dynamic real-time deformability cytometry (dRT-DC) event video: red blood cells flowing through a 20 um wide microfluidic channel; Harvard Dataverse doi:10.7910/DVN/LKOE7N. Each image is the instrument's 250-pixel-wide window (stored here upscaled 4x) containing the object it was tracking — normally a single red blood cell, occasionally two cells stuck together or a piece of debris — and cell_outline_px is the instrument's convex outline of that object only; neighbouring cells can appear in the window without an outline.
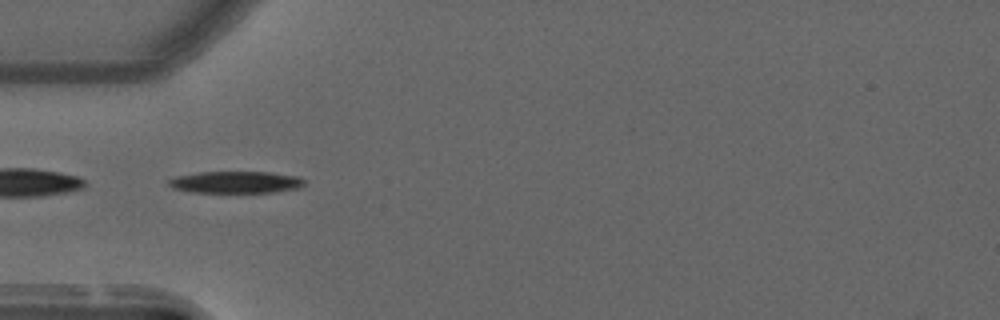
{"species": "common noctule bat (a hibernating species)", "species_latin": "Nyctalus noctula", "temperature_condition": "warm", "stored_images_in_passage": 56, "segment_of_instrument_passage": [2, 2], "camera_frame_rate_fps": 3000, "um_per_image_px": 0.085, "animal": {"sex": "male", "forearm_length_mm": 52.5}, "frame": {"image": 1, "passage_image": 18, "time_ms": 5.667, "image_size_px": [1000, 320], "cell_outline_px": [[304, 184], [300, 188], [272, 192], [192, 192], [172, 188], [168, 184], [168, 180], [176, 176], [196, 172], [268, 172], [296, 176], [304, 180]], "centroid_in_image_um": [20.01, 15.48], "position_along_channel_um": 65.0, "area_um2": 17.22}}
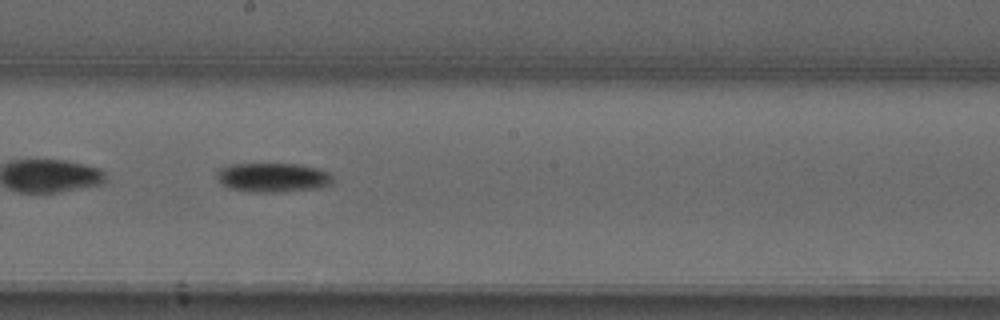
{"frame": {"image": 2, "passage_image": 31, "time_ms": 10.0, "image_size_px": [1000, 320], "cell_outline_px": [[332, 184], [320, 188], [276, 192], [256, 192], [232, 188], [224, 184], [216, 176], [220, 168], [232, 164], [296, 164], [316, 168], [328, 172], [332, 176]], "centroid_in_image_um": [23.24, 15.08], "position_along_channel_um": 225.0, "area_um2": 19.42}}
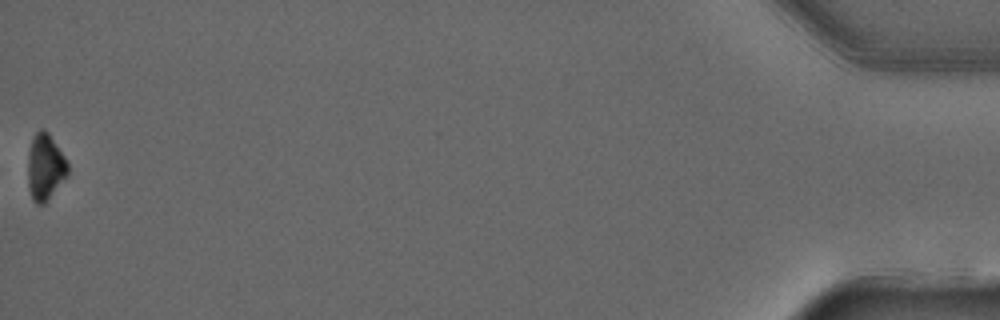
{"frame": {"image": 3, "passage_image": 56, "time_ms": 18.333, "image_size_px": [1000, 320], "cell_outline_px": [[68, 176], [44, 204], [36, 204], [32, 200], [28, 184], [28, 156], [32, 140], [36, 132], [40, 128], [44, 128], [48, 132], [64, 156], [68, 164]], "centroid_in_image_um": [3.85, 14.21], "position_along_channel_um": 431.4, "area_um2": 15.43}}